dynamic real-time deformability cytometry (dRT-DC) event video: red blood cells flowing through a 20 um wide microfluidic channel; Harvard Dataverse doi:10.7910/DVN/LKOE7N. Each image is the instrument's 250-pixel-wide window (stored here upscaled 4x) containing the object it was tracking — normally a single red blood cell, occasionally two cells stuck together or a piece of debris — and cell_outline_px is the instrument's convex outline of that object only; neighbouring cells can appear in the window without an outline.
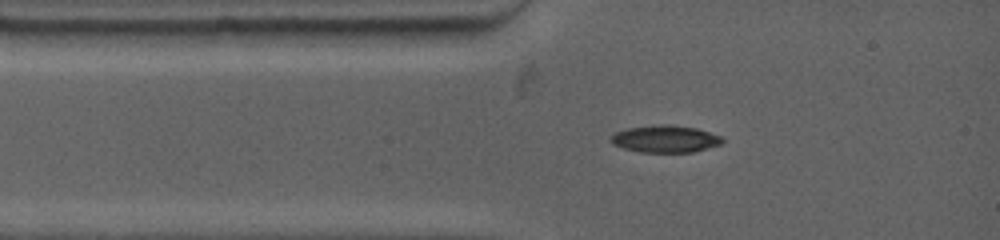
{"species": "common noctule bat (a hibernating species)", "species_latin": "Nyctalus noctula", "temperature_condition": "warm", "stored_images_in_passage": 8, "camera_frame_rate_fps": 4500, "um_per_image_px": 0.085, "animal": {"sex": "female", "body_mass_g": 19.0, "forearm_length_mm": 53.3}, "frame": {"image": 1, "passage_image": 1, "time_ms": 0.0, "image_size_px": [1000, 240], "cell_outline_px": [[724, 144], [692, 152], [640, 152], [624, 148], [612, 144], [612, 136], [616, 132], [628, 128], [660, 124], [672, 124], [696, 128], [720, 136], [724, 140]], "centroid_in_image_um": [56.59, 11.81], "position_along_channel_um": 28.4, "area_um2": 17.57}}
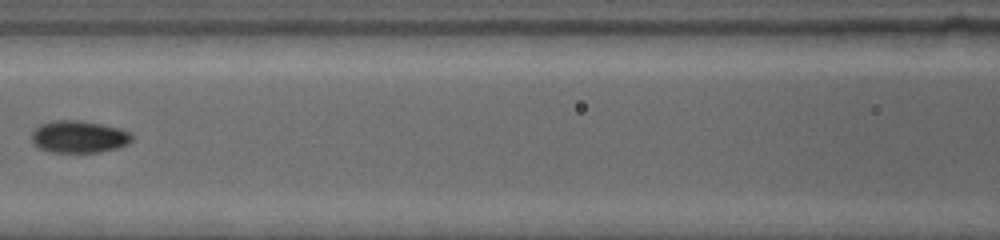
{"frame": {"image": 2, "passage_image": 6, "time_ms": 3.556, "image_size_px": [1000, 240], "cell_outline_px": [[132, 140], [128, 144], [116, 148], [100, 152], [48, 152], [32, 144], [32, 128], [40, 124], [52, 120], [80, 120], [100, 124], [132, 132]], "centroid_in_image_um": [6.66, 11.62], "position_along_channel_um": 159.9, "area_um2": 18.96}}
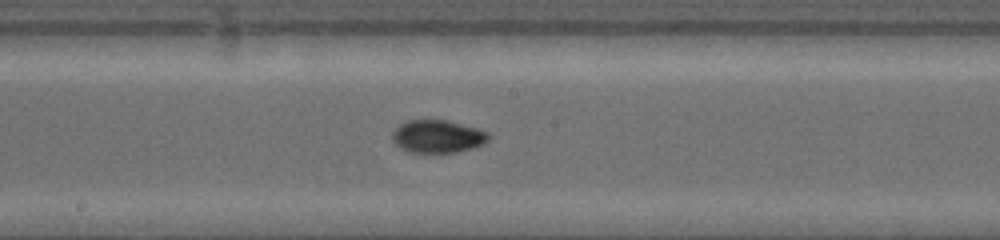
{"frame": {"image": 3, "passage_image": 8, "time_ms": 4.889, "image_size_px": [1000, 240], "cell_outline_px": [[492, 136], [484, 144], [472, 148], [456, 152], [408, 152], [400, 148], [392, 140], [392, 132], [400, 124], [408, 120], [448, 120], [476, 128], [488, 132]], "centroid_in_image_um": [37.2, 11.59], "position_along_channel_um": 211.0, "area_um2": 18.44}}